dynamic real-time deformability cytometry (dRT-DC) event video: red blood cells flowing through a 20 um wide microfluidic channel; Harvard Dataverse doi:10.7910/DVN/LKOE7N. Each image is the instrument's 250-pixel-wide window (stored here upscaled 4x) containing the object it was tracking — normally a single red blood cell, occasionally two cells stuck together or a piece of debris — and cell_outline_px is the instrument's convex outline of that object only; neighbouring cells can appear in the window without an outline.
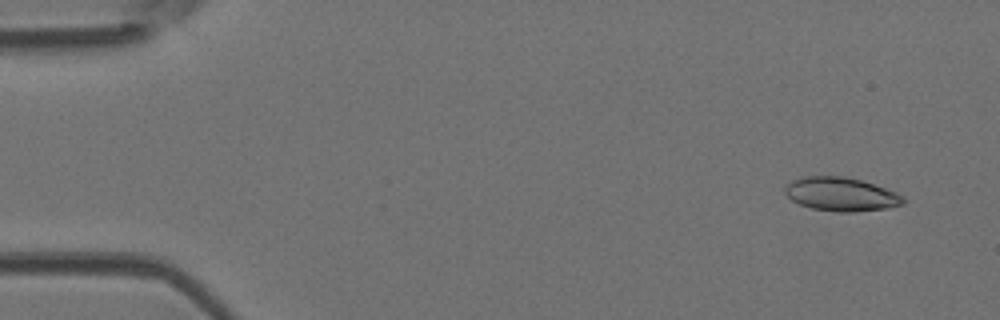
{"species": "Egyptian fruit bat (a non-hibernating species)", "species_latin": "Rousettus aegyptiacus", "temperature_condition": "room temperature", "stored_images_in_passage": 4, "camera_frame_rate_fps": 3000, "um_per_image_px": 0.085, "animal": {"sex": "female"}, "frame": {"image": 1, "passage_image": 1, "time_ms": 0.0, "image_size_px": [1000, 320], "cell_outline_px": [[904, 204], [888, 208], [856, 212], [836, 212], [812, 208], [800, 204], [792, 200], [784, 192], [784, 188], [792, 180], [800, 176], [844, 176], [860, 180], [896, 192], [904, 196]], "centroid_in_image_um": [71.48, 16.51], "position_along_channel_um": 13.5, "area_um2": 23.24}}
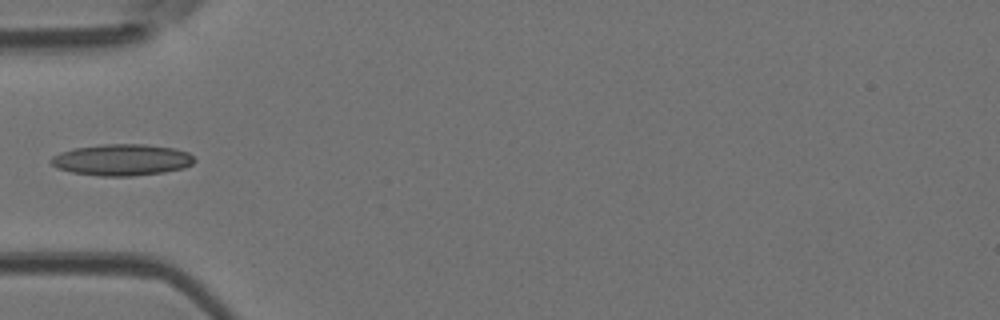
{"frame": {"image": 2, "passage_image": 4, "time_ms": 1.0, "image_size_px": [1000, 320], "cell_outline_px": [[196, 160], [192, 164], [184, 168], [164, 172], [132, 176], [100, 176], [72, 172], [56, 168], [48, 160], [52, 156], [60, 152], [72, 148], [104, 144], [144, 144], [176, 148], [188, 152]], "centroid_in_image_um": [10.35, 13.58], "position_along_channel_um": 74.7, "area_um2": 26.47}}